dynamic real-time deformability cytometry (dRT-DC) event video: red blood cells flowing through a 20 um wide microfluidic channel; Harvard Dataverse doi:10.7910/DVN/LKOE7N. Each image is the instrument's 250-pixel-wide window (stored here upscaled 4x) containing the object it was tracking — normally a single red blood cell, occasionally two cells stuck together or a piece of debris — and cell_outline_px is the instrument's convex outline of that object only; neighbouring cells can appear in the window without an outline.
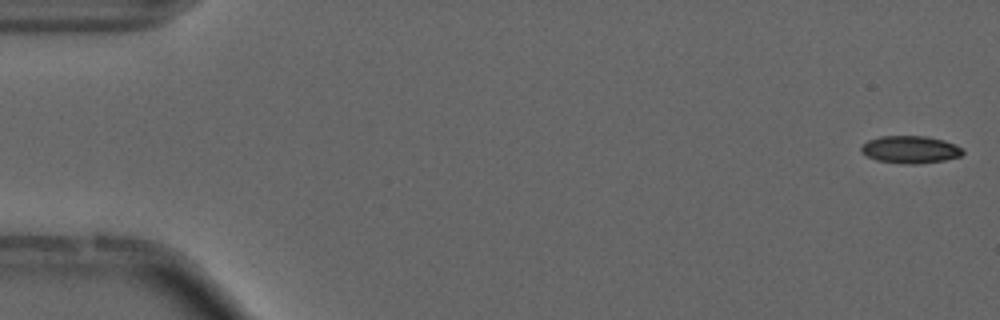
{"species": "common noctule bat (a hibernating species)", "species_latin": "Nyctalus noctula", "temperature_condition": "cold", "stored_images_in_passage": 55, "camera_frame_rate_fps": 3000, "um_per_image_px": 0.085, "animal": {"sex": "male", "forearm_length_mm": 52.5}, "frame": {"image": 1, "passage_image": 1, "time_ms": 0.0, "image_size_px": [1000, 320], "cell_outline_px": [[964, 152], [960, 156], [944, 160], [916, 164], [904, 164], [876, 160], [860, 152], [860, 148], [868, 140], [880, 136], [924, 136], [944, 140], [956, 144], [964, 148]], "centroid_in_image_um": [77.39, 12.71], "position_along_channel_um": 7.6, "area_um2": 16.3}}
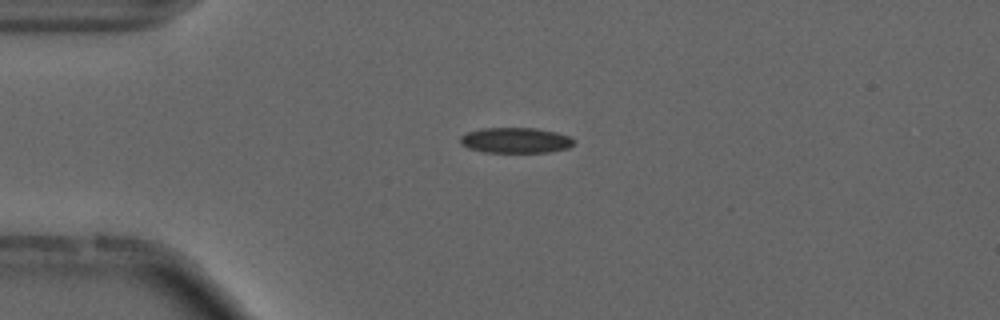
{"frame": {"image": 2, "passage_image": 13, "time_ms": 4.0, "image_size_px": [1000, 320], "cell_outline_px": [[572, 144], [568, 148], [548, 152], [484, 152], [468, 148], [460, 144], [460, 136], [468, 132], [480, 128], [536, 128], [556, 132], [568, 136], [572, 140]], "centroid_in_image_um": [43.77, 11.92], "position_along_channel_um": 41.2, "area_um2": 16.76}}